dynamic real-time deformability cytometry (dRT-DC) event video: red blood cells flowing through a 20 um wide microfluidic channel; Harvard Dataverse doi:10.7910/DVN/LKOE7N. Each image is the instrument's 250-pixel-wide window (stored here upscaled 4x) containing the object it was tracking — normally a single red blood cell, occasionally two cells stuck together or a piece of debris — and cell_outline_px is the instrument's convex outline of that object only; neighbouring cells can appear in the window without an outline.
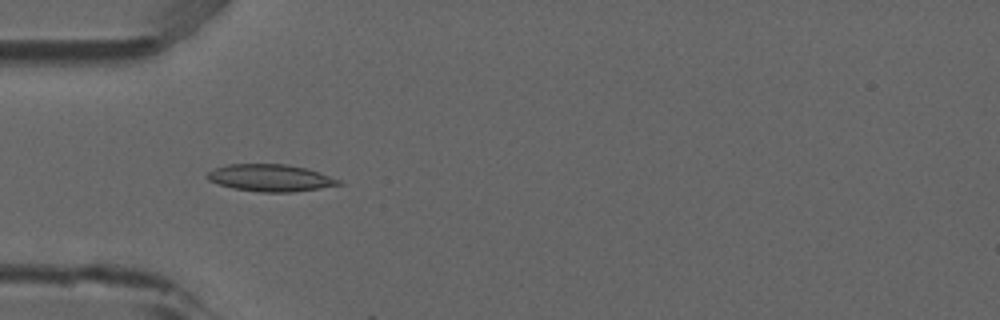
{"species": "common noctule bat (a hibernating species)", "species_latin": "Nyctalus noctula", "temperature_condition": "room temperature", "stored_images_in_passage": 3, "camera_frame_rate_fps": 3000, "um_per_image_px": 0.085, "animal": {"sex": "male", "forearm_length_mm": 52.5}, "frame": {"image": 1, "passage_image": 2, "time_ms": 0.333, "image_size_px": [1000, 320], "cell_outline_px": [[344, 184], [320, 188], [292, 192], [260, 192], [232, 188], [208, 180], [204, 176], [208, 172], [216, 168], [228, 164], [288, 164], [304, 168], [340, 180]], "centroid_in_image_um": [22.95, 15.12], "position_along_channel_um": 62.1, "area_um2": 20.52}}
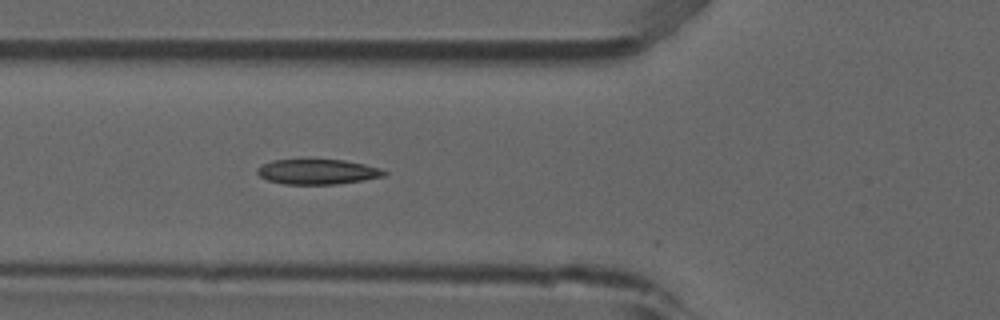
{"frame": {"image": 2, "passage_image": 3, "time_ms": 0.667, "image_size_px": [1000, 320], "cell_outline_px": [[388, 172], [384, 176], [336, 184], [284, 184], [268, 180], [260, 176], [256, 172], [256, 168], [272, 160], [344, 160], [364, 164], [380, 168]], "centroid_in_image_um": [26.97, 14.6], "position_along_channel_um": 98.8, "area_um2": 18.32}}